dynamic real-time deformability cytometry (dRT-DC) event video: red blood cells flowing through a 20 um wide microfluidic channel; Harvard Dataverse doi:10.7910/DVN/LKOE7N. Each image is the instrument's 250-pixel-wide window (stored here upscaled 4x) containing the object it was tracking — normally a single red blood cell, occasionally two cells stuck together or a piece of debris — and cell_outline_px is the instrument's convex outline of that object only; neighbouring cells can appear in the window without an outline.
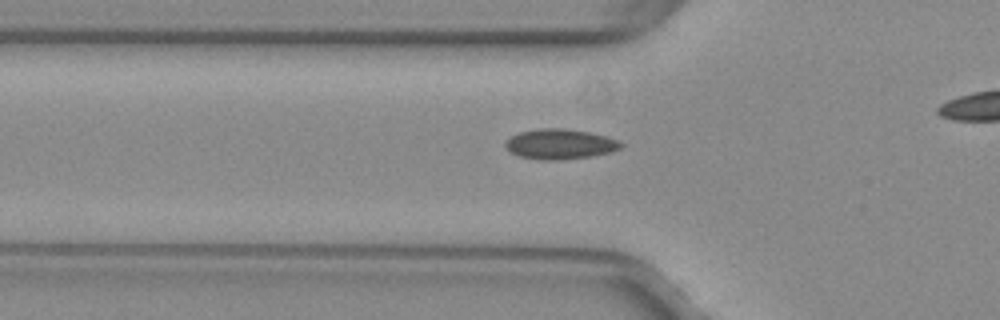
{"species": "common noctule bat (a hibernating species)", "species_latin": "Nyctalus noctula", "temperature_condition": "warm", "stored_images_in_passage": 29, "camera_frame_rate_fps": 3000, "um_per_image_px": 0.085, "animal": {"sex": "female", "body_mass_g": 29.2, "forearm_length_mm": 56.3}, "frame": {"image": 1, "passage_image": 4, "time_ms": 1.0, "image_size_px": [1000, 320], "cell_outline_px": [[624, 144], [620, 148], [612, 152], [592, 156], [560, 160], [540, 160], [520, 156], [512, 152], [504, 144], [512, 136], [520, 132], [540, 128], [564, 128], [588, 132], [620, 140]], "centroid_in_image_um": [47.64, 12.25], "position_along_channel_um": 78.2, "area_um2": 20.17}}
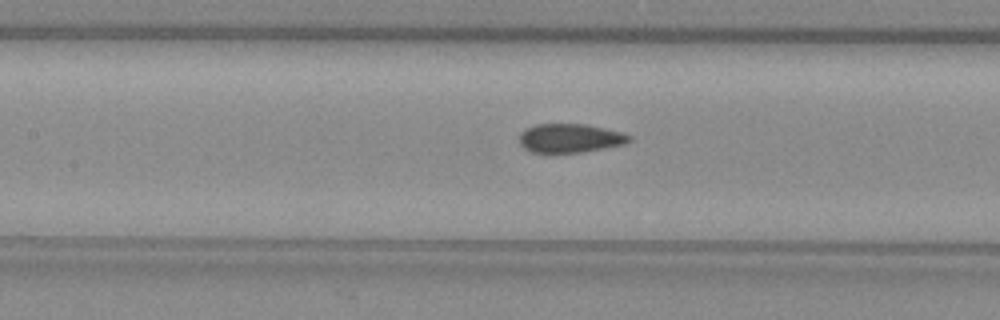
{"frame": {"image": 2, "passage_image": 10, "time_ms": 3.0, "image_size_px": [1000, 320], "cell_outline_px": [[632, 140], [624, 144], [580, 152], [532, 152], [524, 148], [520, 144], [520, 132], [524, 128], [536, 124], [584, 124], [604, 128], [620, 132], [632, 136]], "centroid_in_image_um": [48.43, 11.73], "position_along_channel_um": 159.0, "area_um2": 18.32}}
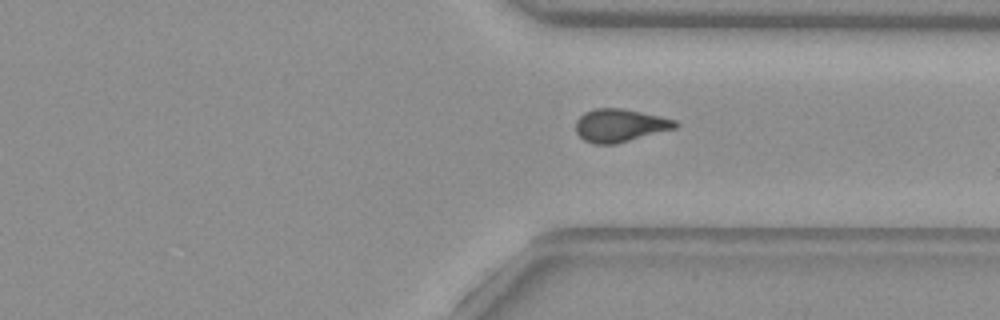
{"frame": {"image": 3, "passage_image": 25, "time_ms": 8.0, "image_size_px": [1000, 320], "cell_outline_px": [[680, 124], [676, 128], [616, 144], [596, 144], [584, 140], [576, 132], [576, 120], [584, 112], [596, 108], [620, 108], [660, 116], [676, 120]], "centroid_in_image_um": [52.7, 10.66], "position_along_channel_um": 358.7, "area_um2": 19.07}}